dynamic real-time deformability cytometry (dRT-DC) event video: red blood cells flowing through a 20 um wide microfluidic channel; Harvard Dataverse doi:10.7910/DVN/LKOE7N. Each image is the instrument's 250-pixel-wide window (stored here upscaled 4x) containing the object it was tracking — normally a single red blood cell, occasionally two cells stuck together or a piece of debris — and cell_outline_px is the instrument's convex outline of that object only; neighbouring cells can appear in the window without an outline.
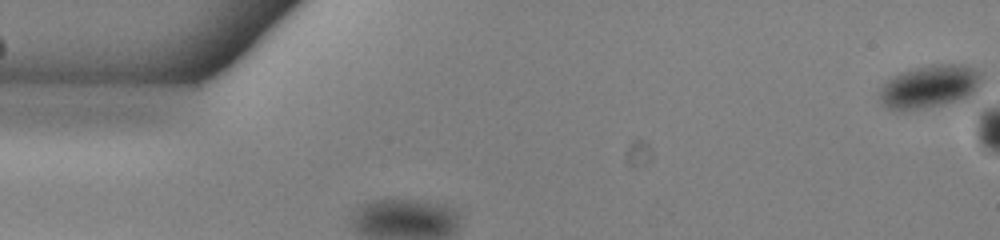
{"species": "common noctule bat (a hibernating species)", "species_latin": "Nyctalus noctula", "temperature_condition": "warm", "stored_images_in_passage": 9, "camera_frame_rate_fps": 3000, "um_per_image_px": 0.085, "animal": {"sex": "male", "body_mass_g": 13.0, "forearm_length_mm": 53.1}, "frame": {"image": 1, "passage_image": 1, "time_ms": 0.0, "image_size_px": [1000, 240], "cell_outline_px": [[984, 84], [972, 100], [968, 104], [960, 108], [904, 112], [884, 108], [880, 104], [876, 92], [892, 76], [900, 72], [912, 68], [932, 64], [964, 64], [980, 72], [984, 76]], "centroid_in_image_um": [79.15, 7.49], "position_along_channel_um": 5.9, "area_um2": 28.96}}